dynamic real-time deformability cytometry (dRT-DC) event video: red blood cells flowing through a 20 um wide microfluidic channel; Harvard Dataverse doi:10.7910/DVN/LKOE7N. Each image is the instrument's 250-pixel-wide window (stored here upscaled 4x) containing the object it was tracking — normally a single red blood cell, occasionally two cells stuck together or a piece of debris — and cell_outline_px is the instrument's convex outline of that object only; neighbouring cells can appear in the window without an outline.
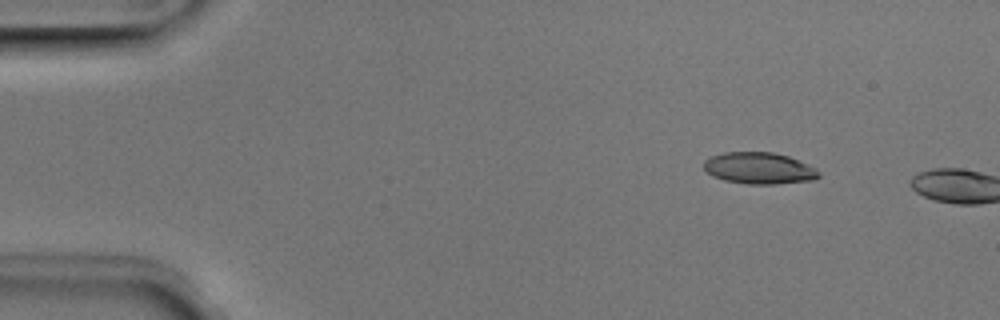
{"species": "Egyptian fruit bat (a non-hibernating species)", "species_latin": "Rousettus aegyptiacus", "temperature_condition": "room temperature", "stored_images_in_passage": 3, "camera_frame_rate_fps": 3000, "um_per_image_px": 0.085, "animal": {"sex": "male"}, "frame": {"image": 1, "passage_image": 2, "time_ms": 0.333, "image_size_px": [1000, 320], "cell_outline_px": [[820, 176], [812, 180], [776, 184], [748, 184], [724, 180], [712, 176], [704, 168], [704, 160], [712, 156], [724, 152], [772, 152], [788, 156], [808, 164], [816, 168], [820, 172]], "centroid_in_image_um": [64.53, 14.3], "position_along_channel_um": 20.5, "area_um2": 21.15}}